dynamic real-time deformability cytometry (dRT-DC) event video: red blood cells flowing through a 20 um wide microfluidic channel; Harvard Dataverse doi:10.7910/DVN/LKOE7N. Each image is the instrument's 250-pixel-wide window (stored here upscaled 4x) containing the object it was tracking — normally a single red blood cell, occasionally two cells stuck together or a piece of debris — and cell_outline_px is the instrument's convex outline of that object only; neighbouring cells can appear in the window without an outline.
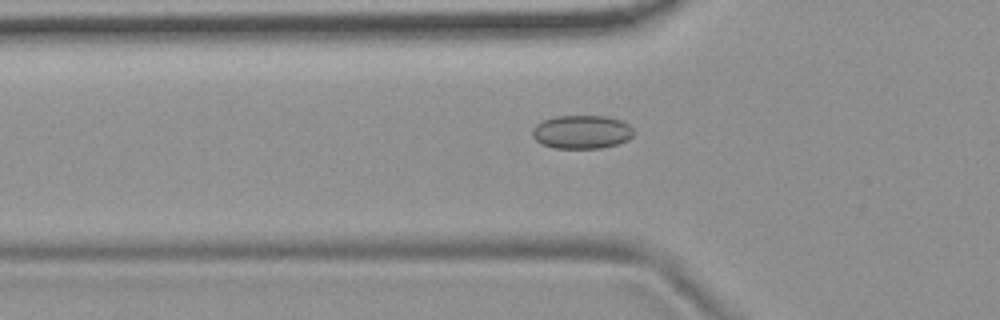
{"species": "common noctule bat (a hibernating species)", "species_latin": "Nyctalus noctula", "temperature_condition": "room temperature", "stored_images_in_passage": 50, "camera_frame_rate_fps": 3000, "um_per_image_px": 0.085, "animal": {"sex": "female", "body_mass_g": 19.9}, "frame": {"image": 1, "passage_image": 14, "time_ms": 4.333, "image_size_px": [1000, 320], "cell_outline_px": [[636, 132], [628, 140], [616, 144], [600, 148], [556, 148], [540, 144], [532, 136], [532, 128], [536, 124], [544, 120], [556, 116], [604, 116], [620, 120], [628, 124]], "centroid_in_image_um": [49.44, 11.22], "position_along_channel_um": 76.4, "area_um2": 19.83}}
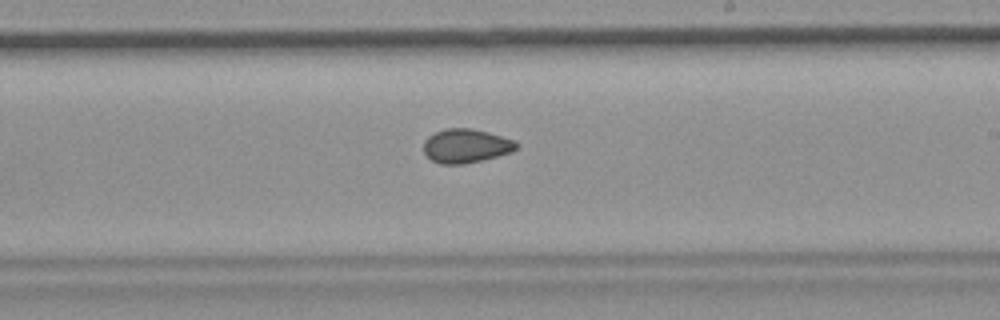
{"frame": {"image": 2, "passage_image": 28, "time_ms": 9.0, "image_size_px": [1000, 320], "cell_outline_px": [[516, 148], [512, 152], [464, 164], [440, 164], [432, 160], [424, 152], [424, 140], [428, 136], [444, 128], [472, 128], [488, 132], [516, 140]], "centroid_in_image_um": [39.59, 12.39], "position_along_channel_um": 249.4, "area_um2": 18.26}}
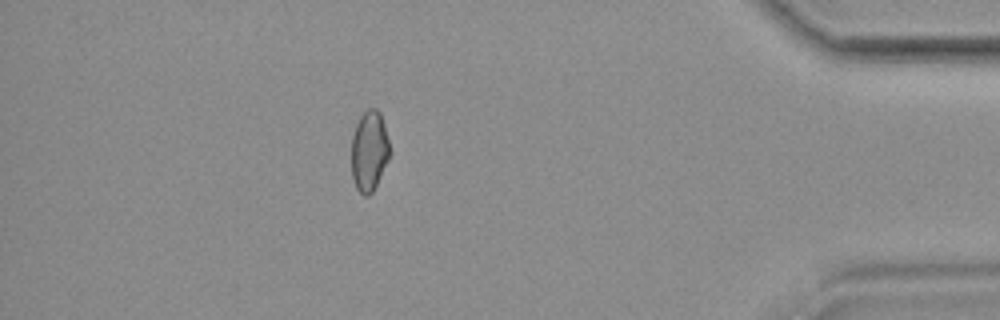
{"frame": {"image": 3, "passage_image": 44, "time_ms": 14.333, "image_size_px": [1000, 320], "cell_outline_px": [[392, 152], [372, 192], [368, 196], [364, 196], [356, 188], [352, 176], [352, 136], [356, 124], [360, 116], [368, 108], [376, 108], [380, 112], [384, 124]], "centroid_in_image_um": [31.4, 12.81], "position_along_channel_um": 403.8, "area_um2": 17.98}, "authors_computed_cell_mechanics": {"area_um2": 18.6116, "velocity_mm_per_s": 3.7054, "shape_relaxation_time_tau1_ms": null, "shape_relaxation_time_tau2_ms": 3.9898, "deformation_change_tau1": null, "deformation_change_tau2": 0.0726}}